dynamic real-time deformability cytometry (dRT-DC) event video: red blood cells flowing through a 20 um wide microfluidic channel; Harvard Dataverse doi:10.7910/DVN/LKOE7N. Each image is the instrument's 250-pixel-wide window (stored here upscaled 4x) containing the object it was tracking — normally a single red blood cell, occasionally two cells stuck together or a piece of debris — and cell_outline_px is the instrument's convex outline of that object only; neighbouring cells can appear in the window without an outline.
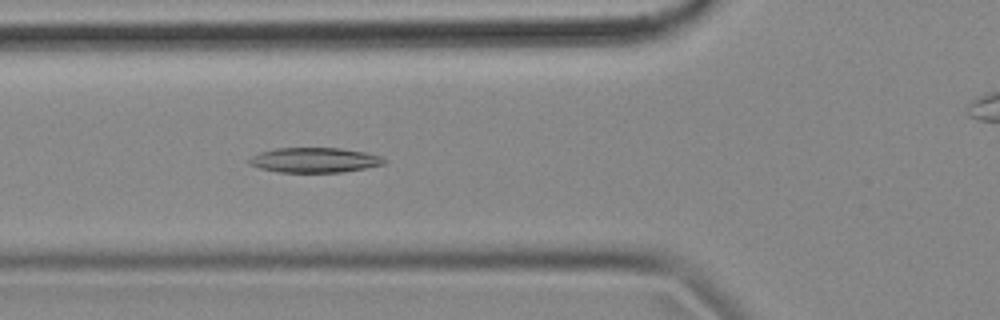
{"species": "common noctule bat (a hibernating species)", "species_latin": "Nyctalus noctula", "temperature_condition": "cold", "stored_images_in_passage": 46, "camera_frame_rate_fps": 3000, "um_per_image_px": 0.085, "animal": {"sex": "female", "body_mass_g": 18.4}, "frame": {"image": 1, "passage_image": 9, "time_ms": 2.667, "image_size_px": [1000, 320], "cell_outline_px": [[388, 160], [384, 164], [364, 168], [340, 172], [276, 172], [260, 168], [248, 164], [248, 160], [252, 156], [260, 152], [276, 148], [340, 148], [364, 152], [380, 156]], "centroid_in_image_um": [26.71, 13.6], "position_along_channel_um": 99.1, "area_um2": 19.54}}
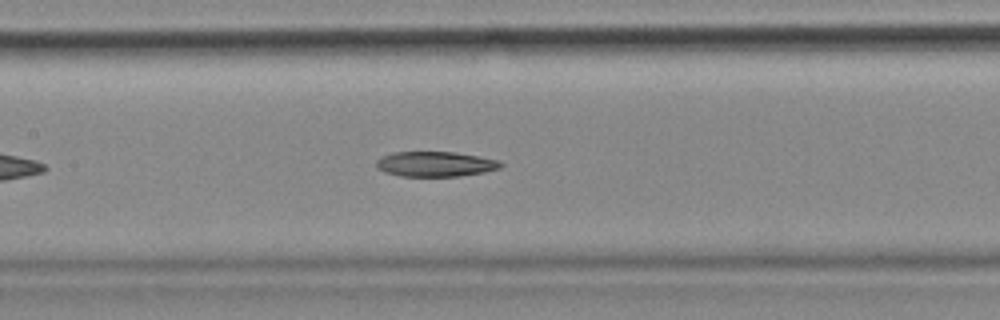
{"frame": {"image": 2, "passage_image": 15, "time_ms": 4.667, "image_size_px": [1000, 320], "cell_outline_px": [[504, 164], [500, 168], [484, 172], [460, 176], [400, 176], [384, 172], [376, 168], [376, 160], [392, 152], [452, 152], [500, 160]], "centroid_in_image_um": [37.0, 13.95], "position_along_channel_um": 170.4, "area_um2": 18.15}}
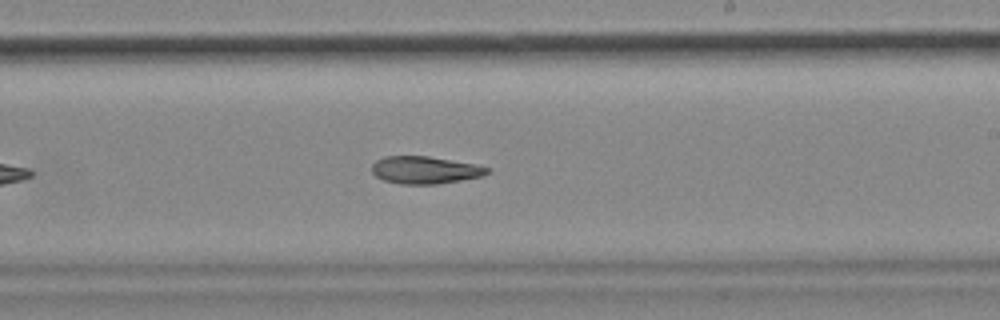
{"frame": {"image": 3, "passage_image": 22, "time_ms": 7.0, "image_size_px": [1000, 320], "cell_outline_px": [[492, 168], [488, 172], [480, 176], [460, 180], [436, 184], [400, 184], [384, 180], [376, 176], [372, 172], [372, 164], [376, 160], [384, 156], [428, 156], [476, 164]], "centroid_in_image_um": [36.1, 14.44], "position_along_channel_um": 252.9, "area_um2": 18.38}}